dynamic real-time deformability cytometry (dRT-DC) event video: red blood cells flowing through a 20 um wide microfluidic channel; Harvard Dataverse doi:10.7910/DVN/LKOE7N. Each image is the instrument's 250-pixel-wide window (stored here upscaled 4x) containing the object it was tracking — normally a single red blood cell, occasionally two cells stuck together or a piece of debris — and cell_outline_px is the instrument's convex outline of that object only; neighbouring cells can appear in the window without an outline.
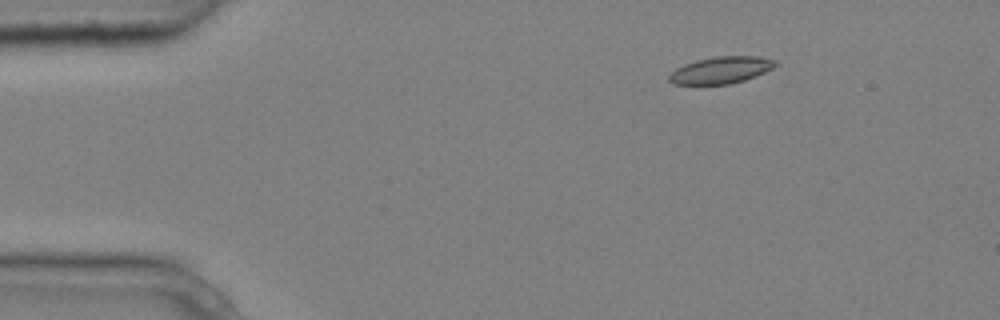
{"species": "common noctule bat (a hibernating species)", "species_latin": "Nyctalus noctula", "temperature_condition": "cold", "stored_images_in_passage": 2, "camera_frame_rate_fps": 3000, "um_per_image_px": 0.085, "animal": {"sex": "male", "body_mass_g": 20.4}, "frame": {"image": 1, "passage_image": 2, "time_ms": 0.333, "image_size_px": [1000, 320], "cell_outline_px": [[776, 64], [772, 68], [756, 76], [744, 80], [728, 84], [672, 84], [668, 80], [668, 76], [676, 68], [684, 64], [696, 60], [716, 56], [760, 56], [776, 60]], "centroid_in_image_um": [61.27, 5.95], "position_along_channel_um": 23.7, "area_um2": 16.59}}